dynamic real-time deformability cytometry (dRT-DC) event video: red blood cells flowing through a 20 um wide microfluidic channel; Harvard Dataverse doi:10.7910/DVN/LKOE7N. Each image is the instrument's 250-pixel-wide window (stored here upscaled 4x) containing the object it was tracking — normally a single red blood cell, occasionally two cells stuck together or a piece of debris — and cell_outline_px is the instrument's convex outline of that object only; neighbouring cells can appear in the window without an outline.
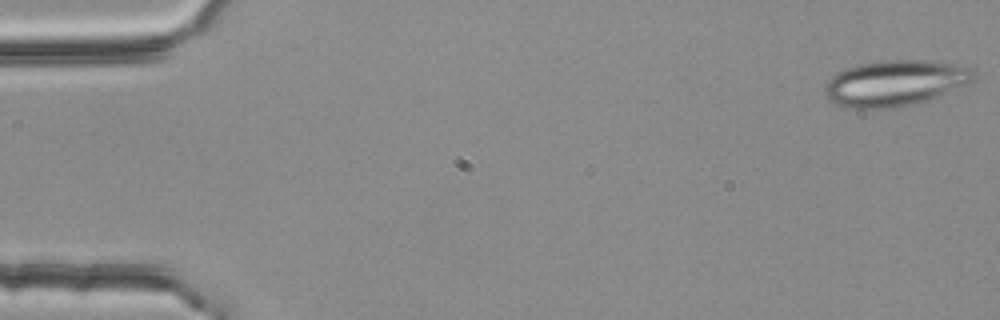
{"species": "common noctule bat (a hibernating species)", "species_latin": "Nyctalus noctula", "temperature_condition": "room temperature", "stored_images_in_passage": 54, "segment_of_instrument_passage": [1, 2], "camera_frame_rate_fps": 3000, "um_per_image_px": 0.085, "animal": {"sex": "female", "body_mass_g": 25.1}, "frame": {"image": 1, "passage_image": 1, "time_ms": 0.0, "image_size_px": [1000, 320], "cell_outline_px": [[976, 80], [916, 104], [896, 108], [848, 108], [836, 104], [824, 92], [824, 84], [832, 76], [848, 68], [860, 64], [884, 60], [924, 60], [956, 64], [972, 68], [976, 76]], "centroid_in_image_um": [76.09, 7.06], "position_along_channel_um": 8.9, "area_um2": 39.54}}